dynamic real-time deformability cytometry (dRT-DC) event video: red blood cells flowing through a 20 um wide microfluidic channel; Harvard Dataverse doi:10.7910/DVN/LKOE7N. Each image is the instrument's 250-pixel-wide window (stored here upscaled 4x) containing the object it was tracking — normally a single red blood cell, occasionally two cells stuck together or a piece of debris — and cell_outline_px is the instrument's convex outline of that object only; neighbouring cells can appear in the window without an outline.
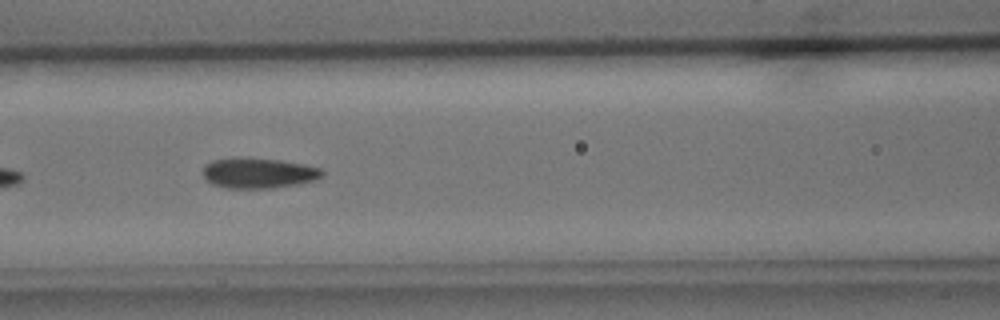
{"species": "common noctule bat (a hibernating species)", "species_latin": "Nyctalus noctula", "temperature_condition": "cold", "stored_images_in_passage": 11, "camera_frame_rate_fps": 3000, "um_per_image_px": 0.085, "animal": {"sex": "male", "body_mass_g": 15.6}, "frame": {"image": 1, "passage_image": 7, "time_ms": 6.667, "image_size_px": [1000, 320], "cell_outline_px": [[324, 176], [300, 184], [272, 188], [224, 188], [212, 184], [204, 176], [204, 164], [212, 160], [236, 156], [240, 156], [280, 160], [304, 164], [320, 168], [324, 172]], "centroid_in_image_um": [21.95, 14.69], "position_along_channel_um": 144.6, "area_um2": 21.44}}
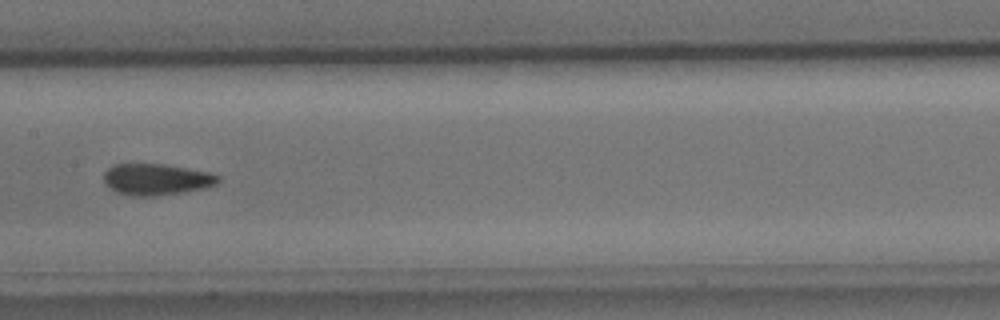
{"frame": {"image": 2, "passage_image": 8, "time_ms": 8.0, "image_size_px": [1000, 320], "cell_outline_px": [[220, 180], [216, 184], [204, 188], [156, 196], [136, 196], [116, 192], [104, 180], [104, 172], [112, 164], [164, 164], [208, 172], [220, 176]], "centroid_in_image_um": [13.29, 15.24], "position_along_channel_um": 194.1, "area_um2": 20.63}}
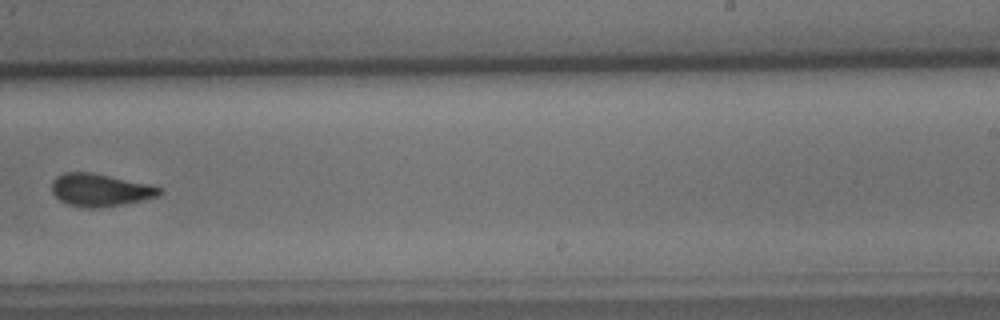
{"frame": {"image": 3, "passage_image": 10, "time_ms": 10.333, "image_size_px": [1000, 320], "cell_outline_px": [[164, 192], [156, 196], [124, 204], [92, 208], [88, 208], [68, 204], [60, 200], [52, 192], [52, 180], [56, 176], [64, 172], [92, 172], [148, 184], [164, 188]], "centroid_in_image_um": [8.5, 16.13], "position_along_channel_um": 280.5, "area_um2": 20.35}}